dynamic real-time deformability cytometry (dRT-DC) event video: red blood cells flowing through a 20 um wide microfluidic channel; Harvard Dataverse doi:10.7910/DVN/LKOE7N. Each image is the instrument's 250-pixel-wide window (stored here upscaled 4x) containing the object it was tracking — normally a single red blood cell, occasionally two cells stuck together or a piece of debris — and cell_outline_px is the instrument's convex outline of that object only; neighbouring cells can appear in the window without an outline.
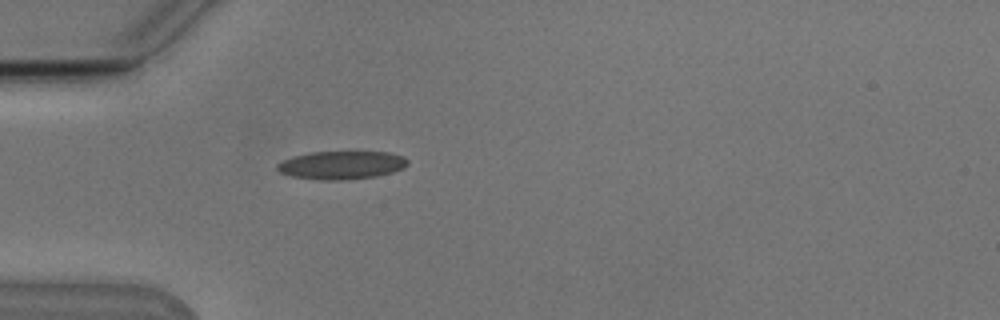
{"species": "Egyptian fruit bat (a non-hibernating species)", "species_latin": "Rousettus aegyptiacus", "temperature_condition": "cold", "stored_images_in_passage": 40, "camera_frame_rate_fps": 3000, "um_per_image_px": 0.085, "animal": {"sex": "male"}, "frame": {"image": 1, "passage_image": 2, "time_ms": 0.333, "image_size_px": [1000, 320], "cell_outline_px": [[408, 164], [404, 168], [392, 172], [376, 176], [340, 180], [320, 180], [292, 176], [280, 172], [276, 168], [276, 164], [292, 156], [312, 152], [388, 152], [404, 156], [408, 160]], "centroid_in_image_um": [29.04, 14.03], "position_along_channel_um": 56.0, "area_um2": 21.39}}
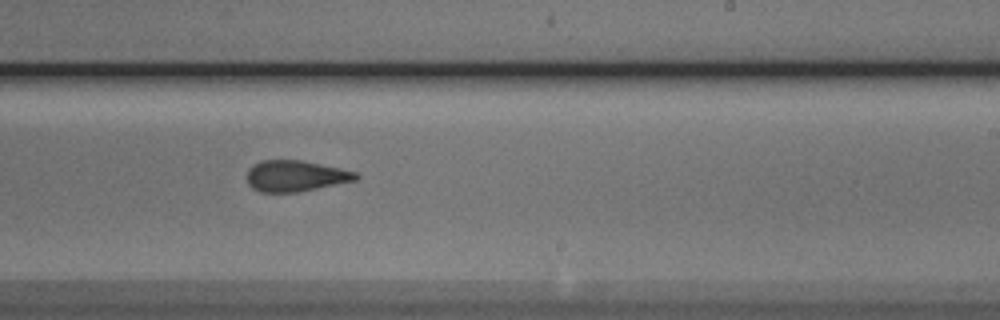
{"frame": {"image": 2, "passage_image": 19, "time_ms": 6.0, "image_size_px": [1000, 320], "cell_outline_px": [[360, 176], [356, 180], [300, 192], [260, 192], [252, 188], [248, 184], [248, 168], [252, 164], [260, 160], [304, 160], [340, 168], [356, 172]], "centroid_in_image_um": [25.11, 14.95], "position_along_channel_um": 263.9, "area_um2": 19.88}}
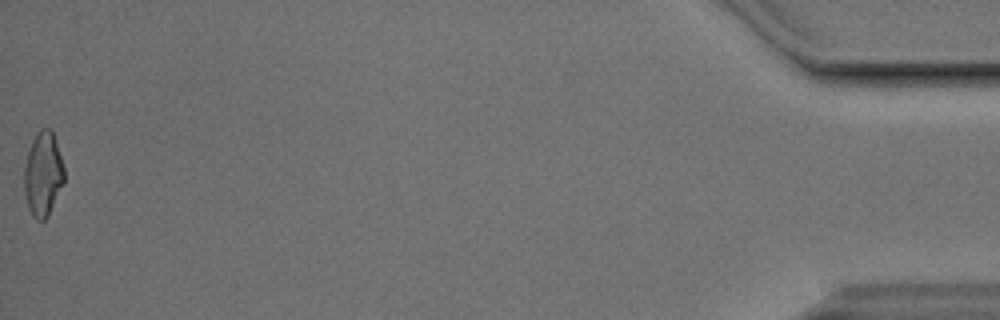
{"frame": {"image": 3, "passage_image": 40, "time_ms": 13.0, "image_size_px": [1000, 320], "cell_outline_px": [[64, 180], [48, 216], [44, 220], [36, 220], [32, 216], [28, 208], [24, 192], [24, 168], [28, 152], [32, 140], [40, 128], [52, 128], [56, 140], [64, 168]], "centroid_in_image_um": [3.65, 14.78], "position_along_channel_um": 431.6, "area_um2": 19.65}, "authors_computed_cell_mechanics": {"area_um2": 20.2011, "velocity_mm_per_s": 3.7983, "shape_relaxation_time_tau1_ms": 4.7445, "shape_relaxation_time_tau2_ms": 2.3617, "deformation_change_tau1": 0.1393, "deformation_change_tau2": 0.0987}}